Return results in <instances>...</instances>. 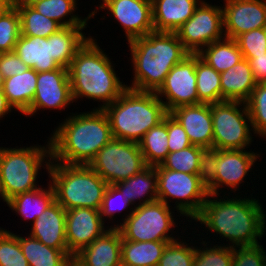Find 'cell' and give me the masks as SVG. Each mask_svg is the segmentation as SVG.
<instances>
[{"mask_svg":"<svg viewBox=\"0 0 266 266\" xmlns=\"http://www.w3.org/2000/svg\"><path fill=\"white\" fill-rule=\"evenodd\" d=\"M218 196L209 194L200 213L193 220L204 224L217 236L219 234L228 239L230 247L259 244L257 238L261 240L266 232L263 205L253 197H227L225 200L216 198Z\"/></svg>","mask_w":266,"mask_h":266,"instance_id":"1","label":"cell"},{"mask_svg":"<svg viewBox=\"0 0 266 266\" xmlns=\"http://www.w3.org/2000/svg\"><path fill=\"white\" fill-rule=\"evenodd\" d=\"M113 138L103 109L74 113L53 131L49 139L51 161L68 165H89L97 152Z\"/></svg>","mask_w":266,"mask_h":266,"instance_id":"2","label":"cell"},{"mask_svg":"<svg viewBox=\"0 0 266 266\" xmlns=\"http://www.w3.org/2000/svg\"><path fill=\"white\" fill-rule=\"evenodd\" d=\"M133 64L132 85L128 88L157 92L167 74L190 53L176 32H150L128 42Z\"/></svg>","mask_w":266,"mask_h":266,"instance_id":"3","label":"cell"},{"mask_svg":"<svg viewBox=\"0 0 266 266\" xmlns=\"http://www.w3.org/2000/svg\"><path fill=\"white\" fill-rule=\"evenodd\" d=\"M109 58L92 36L77 51L68 68L73 101L99 100L103 105L97 109H104L122 94L127 85L116 76Z\"/></svg>","mask_w":266,"mask_h":266,"instance_id":"4","label":"cell"},{"mask_svg":"<svg viewBox=\"0 0 266 266\" xmlns=\"http://www.w3.org/2000/svg\"><path fill=\"white\" fill-rule=\"evenodd\" d=\"M113 138L139 143L145 133L163 121L168 113L156 92L126 88L104 109Z\"/></svg>","mask_w":266,"mask_h":266,"instance_id":"5","label":"cell"},{"mask_svg":"<svg viewBox=\"0 0 266 266\" xmlns=\"http://www.w3.org/2000/svg\"><path fill=\"white\" fill-rule=\"evenodd\" d=\"M55 200L65 209L93 208L100 210L108 183L89 165H68L52 162L48 169Z\"/></svg>","mask_w":266,"mask_h":266,"instance_id":"6","label":"cell"},{"mask_svg":"<svg viewBox=\"0 0 266 266\" xmlns=\"http://www.w3.org/2000/svg\"><path fill=\"white\" fill-rule=\"evenodd\" d=\"M47 144L26 148L0 147L1 199L4 202L40 187L36 184L37 175L43 164L48 172L52 159L50 141Z\"/></svg>","mask_w":266,"mask_h":266,"instance_id":"7","label":"cell"},{"mask_svg":"<svg viewBox=\"0 0 266 266\" xmlns=\"http://www.w3.org/2000/svg\"><path fill=\"white\" fill-rule=\"evenodd\" d=\"M170 207L160 200L132 207L125 219H121L123 223L110 228H118L124 240L134 242L176 241L178 238L169 233L176 226Z\"/></svg>","mask_w":266,"mask_h":266,"instance_id":"8","label":"cell"},{"mask_svg":"<svg viewBox=\"0 0 266 266\" xmlns=\"http://www.w3.org/2000/svg\"><path fill=\"white\" fill-rule=\"evenodd\" d=\"M155 169L158 200L170 206L168 198H173L177 212L193 220L209 195L198 175L165 169L161 165L155 166Z\"/></svg>","mask_w":266,"mask_h":266,"instance_id":"9","label":"cell"},{"mask_svg":"<svg viewBox=\"0 0 266 266\" xmlns=\"http://www.w3.org/2000/svg\"><path fill=\"white\" fill-rule=\"evenodd\" d=\"M241 107V108H240ZM213 147L218 150H245L252 143L247 104L239 101L211 103ZM251 128V129H250Z\"/></svg>","mask_w":266,"mask_h":266,"instance_id":"10","label":"cell"},{"mask_svg":"<svg viewBox=\"0 0 266 266\" xmlns=\"http://www.w3.org/2000/svg\"><path fill=\"white\" fill-rule=\"evenodd\" d=\"M89 166L108 185L129 179L147 167L139 143L112 138Z\"/></svg>","mask_w":266,"mask_h":266,"instance_id":"11","label":"cell"},{"mask_svg":"<svg viewBox=\"0 0 266 266\" xmlns=\"http://www.w3.org/2000/svg\"><path fill=\"white\" fill-rule=\"evenodd\" d=\"M223 9L204 0L193 15L176 31L190 54H198L207 45L225 37Z\"/></svg>","mask_w":266,"mask_h":266,"instance_id":"12","label":"cell"},{"mask_svg":"<svg viewBox=\"0 0 266 266\" xmlns=\"http://www.w3.org/2000/svg\"><path fill=\"white\" fill-rule=\"evenodd\" d=\"M196 54H189L167 74L163 85L156 92L168 113L188 105L198 104L196 86Z\"/></svg>","mask_w":266,"mask_h":266,"instance_id":"13","label":"cell"},{"mask_svg":"<svg viewBox=\"0 0 266 266\" xmlns=\"http://www.w3.org/2000/svg\"><path fill=\"white\" fill-rule=\"evenodd\" d=\"M36 84L34 99L24 114L26 117L34 115L41 108L63 110L74 102L67 68L38 72Z\"/></svg>","mask_w":266,"mask_h":266,"instance_id":"14","label":"cell"},{"mask_svg":"<svg viewBox=\"0 0 266 266\" xmlns=\"http://www.w3.org/2000/svg\"><path fill=\"white\" fill-rule=\"evenodd\" d=\"M100 10H108L110 17L125 30L127 41L154 31L151 0H102Z\"/></svg>","mask_w":266,"mask_h":266,"instance_id":"15","label":"cell"},{"mask_svg":"<svg viewBox=\"0 0 266 266\" xmlns=\"http://www.w3.org/2000/svg\"><path fill=\"white\" fill-rule=\"evenodd\" d=\"M104 225L100 210L86 207L66 210L65 231L68 253L75 256L91 244L107 231Z\"/></svg>","mask_w":266,"mask_h":266,"instance_id":"16","label":"cell"},{"mask_svg":"<svg viewBox=\"0 0 266 266\" xmlns=\"http://www.w3.org/2000/svg\"><path fill=\"white\" fill-rule=\"evenodd\" d=\"M224 34L236 39L239 35L266 25V0H225Z\"/></svg>","mask_w":266,"mask_h":266,"instance_id":"17","label":"cell"},{"mask_svg":"<svg viewBox=\"0 0 266 266\" xmlns=\"http://www.w3.org/2000/svg\"><path fill=\"white\" fill-rule=\"evenodd\" d=\"M260 154L245 150H218L216 172V195H219L224 186L234 191L244 182L250 169L254 166ZM221 186V187H220ZM238 187V189H237ZM221 188V189H220Z\"/></svg>","mask_w":266,"mask_h":266,"instance_id":"18","label":"cell"},{"mask_svg":"<svg viewBox=\"0 0 266 266\" xmlns=\"http://www.w3.org/2000/svg\"><path fill=\"white\" fill-rule=\"evenodd\" d=\"M170 113L184 128L192 145L213 147L211 104L181 106Z\"/></svg>","mask_w":266,"mask_h":266,"instance_id":"19","label":"cell"},{"mask_svg":"<svg viewBox=\"0 0 266 266\" xmlns=\"http://www.w3.org/2000/svg\"><path fill=\"white\" fill-rule=\"evenodd\" d=\"M66 210L55 200L31 224L30 236L54 249H68L66 243Z\"/></svg>","mask_w":266,"mask_h":266,"instance_id":"20","label":"cell"},{"mask_svg":"<svg viewBox=\"0 0 266 266\" xmlns=\"http://www.w3.org/2000/svg\"><path fill=\"white\" fill-rule=\"evenodd\" d=\"M121 244L122 236L118 228H107L75 256L85 266H122Z\"/></svg>","mask_w":266,"mask_h":266,"instance_id":"21","label":"cell"},{"mask_svg":"<svg viewBox=\"0 0 266 266\" xmlns=\"http://www.w3.org/2000/svg\"><path fill=\"white\" fill-rule=\"evenodd\" d=\"M156 32H176L194 13L202 0H151Z\"/></svg>","mask_w":266,"mask_h":266,"instance_id":"22","label":"cell"},{"mask_svg":"<svg viewBox=\"0 0 266 266\" xmlns=\"http://www.w3.org/2000/svg\"><path fill=\"white\" fill-rule=\"evenodd\" d=\"M221 102L239 101L246 103L256 81L248 60L242 59L238 64L220 73Z\"/></svg>","mask_w":266,"mask_h":266,"instance_id":"23","label":"cell"},{"mask_svg":"<svg viewBox=\"0 0 266 266\" xmlns=\"http://www.w3.org/2000/svg\"><path fill=\"white\" fill-rule=\"evenodd\" d=\"M13 51L37 73L60 68L52 58L51 35L47 38L20 35Z\"/></svg>","mask_w":266,"mask_h":266,"instance_id":"24","label":"cell"},{"mask_svg":"<svg viewBox=\"0 0 266 266\" xmlns=\"http://www.w3.org/2000/svg\"><path fill=\"white\" fill-rule=\"evenodd\" d=\"M113 185L131 201L134 207L158 200L157 174L156 169L153 166H147L141 172L135 174L129 179L122 180ZM144 196H147V198ZM135 200H139L138 205L135 203Z\"/></svg>","mask_w":266,"mask_h":266,"instance_id":"25","label":"cell"},{"mask_svg":"<svg viewBox=\"0 0 266 266\" xmlns=\"http://www.w3.org/2000/svg\"><path fill=\"white\" fill-rule=\"evenodd\" d=\"M36 83L37 72L33 68L4 80L3 93L9 104L23 115L34 99Z\"/></svg>","mask_w":266,"mask_h":266,"instance_id":"26","label":"cell"},{"mask_svg":"<svg viewBox=\"0 0 266 266\" xmlns=\"http://www.w3.org/2000/svg\"><path fill=\"white\" fill-rule=\"evenodd\" d=\"M48 189L39 187L35 190L20 193L9 199L6 204L16 215L25 220H32V223L55 201V193L52 185Z\"/></svg>","mask_w":266,"mask_h":266,"instance_id":"27","label":"cell"},{"mask_svg":"<svg viewBox=\"0 0 266 266\" xmlns=\"http://www.w3.org/2000/svg\"><path fill=\"white\" fill-rule=\"evenodd\" d=\"M86 27H62L51 35L52 58L60 67L68 69L77 51L91 37L82 32Z\"/></svg>","mask_w":266,"mask_h":266,"instance_id":"28","label":"cell"},{"mask_svg":"<svg viewBox=\"0 0 266 266\" xmlns=\"http://www.w3.org/2000/svg\"><path fill=\"white\" fill-rule=\"evenodd\" d=\"M174 241L124 240L121 244L122 266H158L164 248Z\"/></svg>","mask_w":266,"mask_h":266,"instance_id":"29","label":"cell"},{"mask_svg":"<svg viewBox=\"0 0 266 266\" xmlns=\"http://www.w3.org/2000/svg\"><path fill=\"white\" fill-rule=\"evenodd\" d=\"M17 238L29 266H66L71 256L68 249L48 247L30 235L28 237L17 235Z\"/></svg>","mask_w":266,"mask_h":266,"instance_id":"30","label":"cell"},{"mask_svg":"<svg viewBox=\"0 0 266 266\" xmlns=\"http://www.w3.org/2000/svg\"><path fill=\"white\" fill-rule=\"evenodd\" d=\"M198 55L218 73H222L238 64L243 55L235 39L224 37L205 48Z\"/></svg>","mask_w":266,"mask_h":266,"instance_id":"31","label":"cell"},{"mask_svg":"<svg viewBox=\"0 0 266 266\" xmlns=\"http://www.w3.org/2000/svg\"><path fill=\"white\" fill-rule=\"evenodd\" d=\"M76 2V0H41L31 7L43 16L55 20L62 27L86 26L88 20L93 18L98 10L95 8V10L89 13L84 19L80 18L77 14H73L74 11H76L75 9H77ZM67 17H69V19Z\"/></svg>","mask_w":266,"mask_h":266,"instance_id":"32","label":"cell"},{"mask_svg":"<svg viewBox=\"0 0 266 266\" xmlns=\"http://www.w3.org/2000/svg\"><path fill=\"white\" fill-rule=\"evenodd\" d=\"M139 146L147 166L161 165L169 153L167 114L162 122L145 133Z\"/></svg>","mask_w":266,"mask_h":266,"instance_id":"33","label":"cell"},{"mask_svg":"<svg viewBox=\"0 0 266 266\" xmlns=\"http://www.w3.org/2000/svg\"><path fill=\"white\" fill-rule=\"evenodd\" d=\"M196 86L198 104L221 102L220 73L196 54Z\"/></svg>","mask_w":266,"mask_h":266,"instance_id":"34","label":"cell"},{"mask_svg":"<svg viewBox=\"0 0 266 266\" xmlns=\"http://www.w3.org/2000/svg\"><path fill=\"white\" fill-rule=\"evenodd\" d=\"M17 10L21 35L47 38L62 28L55 20L43 16L32 7H20Z\"/></svg>","mask_w":266,"mask_h":266,"instance_id":"35","label":"cell"},{"mask_svg":"<svg viewBox=\"0 0 266 266\" xmlns=\"http://www.w3.org/2000/svg\"><path fill=\"white\" fill-rule=\"evenodd\" d=\"M202 148L197 145H191L185 149L168 153L161 166L169 170L198 174Z\"/></svg>","mask_w":266,"mask_h":266,"instance_id":"36","label":"cell"},{"mask_svg":"<svg viewBox=\"0 0 266 266\" xmlns=\"http://www.w3.org/2000/svg\"><path fill=\"white\" fill-rule=\"evenodd\" d=\"M253 133L266 137V83H257L246 102Z\"/></svg>","mask_w":266,"mask_h":266,"instance_id":"37","label":"cell"},{"mask_svg":"<svg viewBox=\"0 0 266 266\" xmlns=\"http://www.w3.org/2000/svg\"><path fill=\"white\" fill-rule=\"evenodd\" d=\"M205 242L206 241L201 242L204 246V249L202 246L201 248L195 246L193 266H232L233 247H230L228 244H220V246L217 244L213 245V247L210 246L209 248L205 247L208 246Z\"/></svg>","mask_w":266,"mask_h":266,"instance_id":"38","label":"cell"},{"mask_svg":"<svg viewBox=\"0 0 266 266\" xmlns=\"http://www.w3.org/2000/svg\"><path fill=\"white\" fill-rule=\"evenodd\" d=\"M0 266H29L16 233L0 228Z\"/></svg>","mask_w":266,"mask_h":266,"instance_id":"39","label":"cell"},{"mask_svg":"<svg viewBox=\"0 0 266 266\" xmlns=\"http://www.w3.org/2000/svg\"><path fill=\"white\" fill-rule=\"evenodd\" d=\"M20 35V16L12 7L0 18V53L12 52Z\"/></svg>","mask_w":266,"mask_h":266,"instance_id":"40","label":"cell"},{"mask_svg":"<svg viewBox=\"0 0 266 266\" xmlns=\"http://www.w3.org/2000/svg\"><path fill=\"white\" fill-rule=\"evenodd\" d=\"M195 246L176 240L164 248L158 266H193Z\"/></svg>","mask_w":266,"mask_h":266,"instance_id":"41","label":"cell"},{"mask_svg":"<svg viewBox=\"0 0 266 266\" xmlns=\"http://www.w3.org/2000/svg\"><path fill=\"white\" fill-rule=\"evenodd\" d=\"M218 163V149L215 147H205L201 149L199 159L198 177L206 186L209 194L216 195V172Z\"/></svg>","mask_w":266,"mask_h":266,"instance_id":"42","label":"cell"},{"mask_svg":"<svg viewBox=\"0 0 266 266\" xmlns=\"http://www.w3.org/2000/svg\"><path fill=\"white\" fill-rule=\"evenodd\" d=\"M243 59L255 58V55L266 53V37L264 28L251 30L239 35L236 39Z\"/></svg>","mask_w":266,"mask_h":266,"instance_id":"43","label":"cell"},{"mask_svg":"<svg viewBox=\"0 0 266 266\" xmlns=\"http://www.w3.org/2000/svg\"><path fill=\"white\" fill-rule=\"evenodd\" d=\"M266 252L263 245L233 248L232 266H265Z\"/></svg>","mask_w":266,"mask_h":266,"instance_id":"44","label":"cell"},{"mask_svg":"<svg viewBox=\"0 0 266 266\" xmlns=\"http://www.w3.org/2000/svg\"><path fill=\"white\" fill-rule=\"evenodd\" d=\"M130 205L133 204L124 196V194H122L114 185H108L104 192L103 201L100 208V215L103 222L105 221L104 217H109L111 220H113L112 217L117 211L119 212L120 210L126 209L128 206L130 208Z\"/></svg>","mask_w":266,"mask_h":266,"instance_id":"45","label":"cell"},{"mask_svg":"<svg viewBox=\"0 0 266 266\" xmlns=\"http://www.w3.org/2000/svg\"><path fill=\"white\" fill-rule=\"evenodd\" d=\"M167 133L169 153L185 149L192 145L184 128L171 113H167Z\"/></svg>","mask_w":266,"mask_h":266,"instance_id":"46","label":"cell"},{"mask_svg":"<svg viewBox=\"0 0 266 266\" xmlns=\"http://www.w3.org/2000/svg\"><path fill=\"white\" fill-rule=\"evenodd\" d=\"M29 67L14 52L0 53V72L4 78H9L17 74H22Z\"/></svg>","mask_w":266,"mask_h":266,"instance_id":"47","label":"cell"},{"mask_svg":"<svg viewBox=\"0 0 266 266\" xmlns=\"http://www.w3.org/2000/svg\"><path fill=\"white\" fill-rule=\"evenodd\" d=\"M248 60L256 83H266V53Z\"/></svg>","mask_w":266,"mask_h":266,"instance_id":"48","label":"cell"},{"mask_svg":"<svg viewBox=\"0 0 266 266\" xmlns=\"http://www.w3.org/2000/svg\"><path fill=\"white\" fill-rule=\"evenodd\" d=\"M12 109L13 107L9 104L3 90H0V119L10 113Z\"/></svg>","mask_w":266,"mask_h":266,"instance_id":"49","label":"cell"},{"mask_svg":"<svg viewBox=\"0 0 266 266\" xmlns=\"http://www.w3.org/2000/svg\"><path fill=\"white\" fill-rule=\"evenodd\" d=\"M40 1L41 0H11V4L13 8L31 7Z\"/></svg>","mask_w":266,"mask_h":266,"instance_id":"50","label":"cell"},{"mask_svg":"<svg viewBox=\"0 0 266 266\" xmlns=\"http://www.w3.org/2000/svg\"><path fill=\"white\" fill-rule=\"evenodd\" d=\"M11 8V0H0V18Z\"/></svg>","mask_w":266,"mask_h":266,"instance_id":"51","label":"cell"},{"mask_svg":"<svg viewBox=\"0 0 266 266\" xmlns=\"http://www.w3.org/2000/svg\"><path fill=\"white\" fill-rule=\"evenodd\" d=\"M66 266H85L76 256H70L67 260Z\"/></svg>","mask_w":266,"mask_h":266,"instance_id":"52","label":"cell"},{"mask_svg":"<svg viewBox=\"0 0 266 266\" xmlns=\"http://www.w3.org/2000/svg\"><path fill=\"white\" fill-rule=\"evenodd\" d=\"M4 80L5 78L3 74L0 72V90H3Z\"/></svg>","mask_w":266,"mask_h":266,"instance_id":"53","label":"cell"},{"mask_svg":"<svg viewBox=\"0 0 266 266\" xmlns=\"http://www.w3.org/2000/svg\"><path fill=\"white\" fill-rule=\"evenodd\" d=\"M263 28H264V33H265V37H266V25Z\"/></svg>","mask_w":266,"mask_h":266,"instance_id":"54","label":"cell"}]
</instances>
